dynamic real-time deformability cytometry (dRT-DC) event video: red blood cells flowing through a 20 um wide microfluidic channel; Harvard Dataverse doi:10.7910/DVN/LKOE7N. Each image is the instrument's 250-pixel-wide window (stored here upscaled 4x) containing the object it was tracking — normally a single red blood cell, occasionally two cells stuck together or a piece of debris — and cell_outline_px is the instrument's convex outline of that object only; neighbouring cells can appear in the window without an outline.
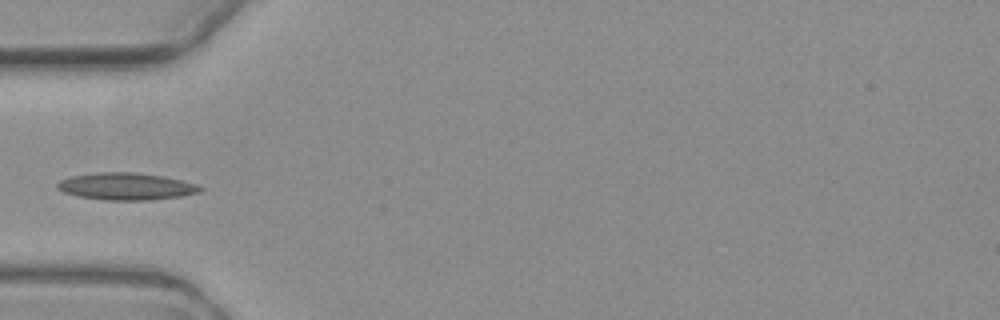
{"species": "common noctule bat (a hibernating species)", "species_latin": "Nyctalus noctula", "temperature_condition": "warm", "stored_images_in_passage": 5, "camera_frame_rate_fps": 3000, "um_per_image_px": 0.085, "animal": {"sex": "female", "body_mass_g": 19.3, "forearm_length_mm": 54.1}, "frame": {"image": 1, "passage_image": 4, "time_ms": 3.667, "image_size_px": [1000, 320], "cell_outline_px": [[204, 188], [200, 192], [180, 196], [148, 200], [104, 200], [80, 196], [64, 192], [56, 188], [56, 184], [60, 180], [68, 176], [96, 172], [136, 172], [160, 176], [180, 180], [196, 184]], "centroid_in_image_um": [10.68, 15.83], "position_along_channel_um": 74.3, "area_um2": 22.48}}
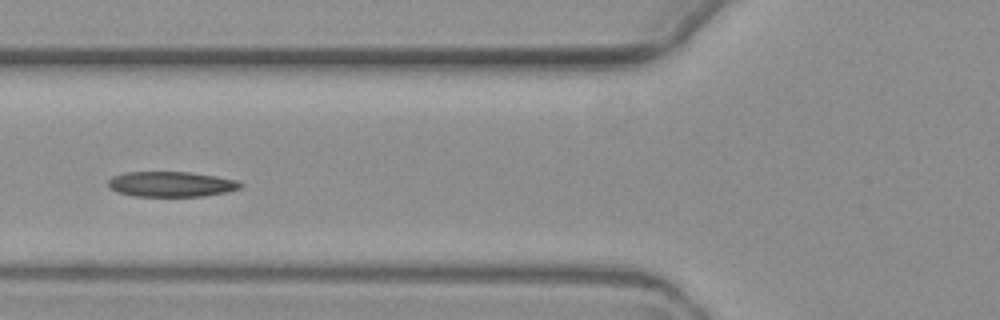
{"frame": {"image": 2, "passage_image": 5, "time_ms": 4.667, "image_size_px": [1000, 320], "cell_outline_px": [[244, 184], [240, 188], [228, 192], [204, 196], [132, 196], [116, 192], [108, 188], [108, 180], [112, 176], [124, 172], [188, 172], [216, 176], [236, 180]], "centroid_in_image_um": [14.52, 15.66], "position_along_channel_um": 111.3, "area_um2": 19.65}}